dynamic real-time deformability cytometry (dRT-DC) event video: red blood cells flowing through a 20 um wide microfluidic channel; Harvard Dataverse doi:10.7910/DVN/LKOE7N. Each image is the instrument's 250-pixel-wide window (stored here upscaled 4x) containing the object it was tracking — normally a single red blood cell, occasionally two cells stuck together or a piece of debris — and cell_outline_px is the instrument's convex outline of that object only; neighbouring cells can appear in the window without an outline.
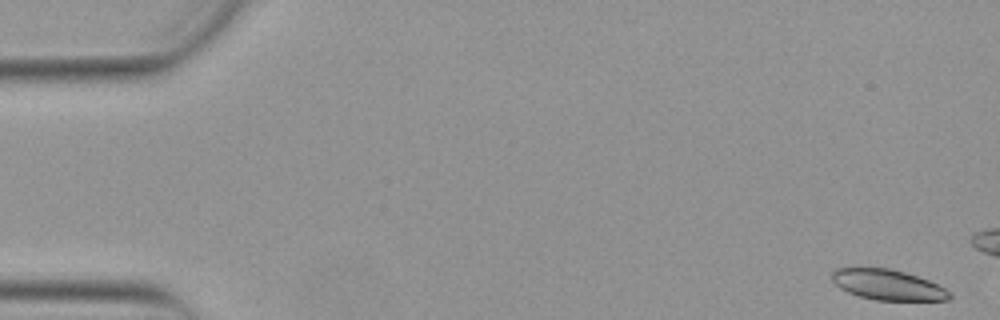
{"species": "Egyptian fruit bat (a non-hibernating species)", "species_latin": "Rousettus aegyptiacus", "temperature_condition": "warm", "stored_images_in_passage": 13, "camera_frame_rate_fps": 3000, "um_per_image_px": 0.085, "animal": {"sex": "female"}, "frame": {"image": 1, "passage_image": 1, "time_ms": 0.0, "image_size_px": [1000, 320], "cell_outline_px": [[952, 296], [948, 300], [876, 300], [860, 296], [848, 292], [840, 288], [832, 280], [832, 272], [836, 268], [888, 268], [904, 272], [928, 280], [952, 292]], "centroid_in_image_um": [75.47, 24.21], "position_along_channel_um": 9.5, "area_um2": 20.63}}